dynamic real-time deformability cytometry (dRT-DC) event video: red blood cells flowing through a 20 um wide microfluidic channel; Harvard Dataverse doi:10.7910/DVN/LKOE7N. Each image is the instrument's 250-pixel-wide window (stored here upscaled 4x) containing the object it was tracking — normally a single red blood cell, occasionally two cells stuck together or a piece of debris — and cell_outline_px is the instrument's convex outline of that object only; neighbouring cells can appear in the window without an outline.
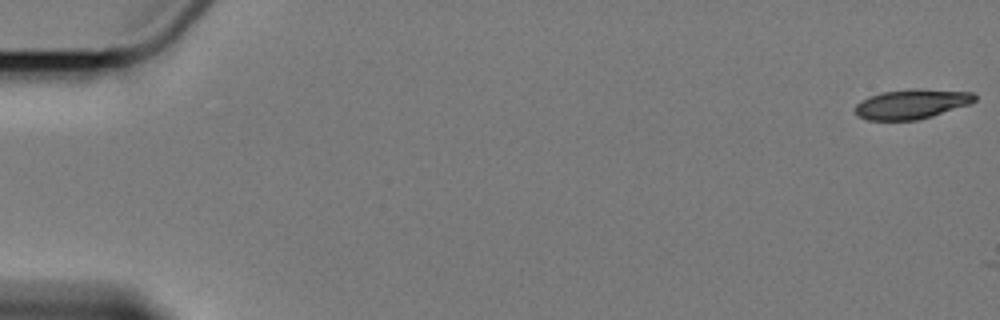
{"species": "Egyptian fruit bat (a non-hibernating species)", "species_latin": "Rousettus aegyptiacus", "temperature_condition": "cold", "stored_images_in_passage": 7, "camera_frame_rate_fps": 3000, "um_per_image_px": 0.085, "animal": {"sex": "female"}, "frame": {"image": 1, "passage_image": 1, "time_ms": 0.0, "image_size_px": [1000, 320], "cell_outline_px": [[976, 100], [968, 104], [932, 116], [916, 120], [868, 120], [860, 116], [856, 112], [856, 104], [872, 96], [884, 92], [972, 92], [976, 96]], "centroid_in_image_um": [77.46, 8.91], "position_along_channel_um": 7.5, "area_um2": 18.96}}
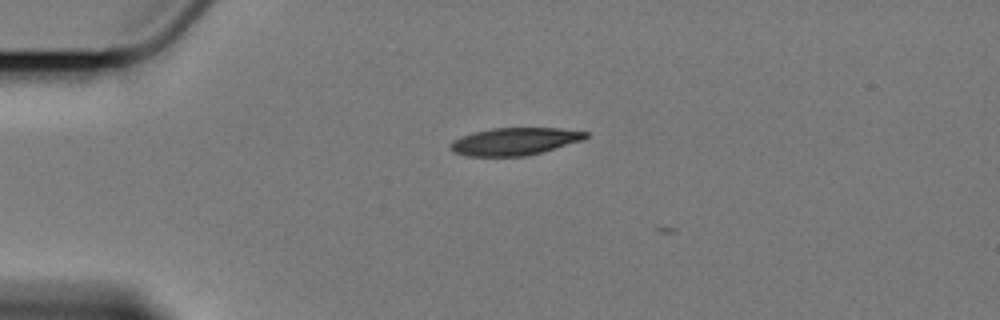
{"frame": {"image": 2, "passage_image": 5, "time_ms": 4.667, "image_size_px": [1000, 320], "cell_outline_px": [[588, 136], [580, 140], [540, 152], [524, 156], [468, 156], [456, 152], [452, 148], [452, 144], [460, 136], [492, 128], [556, 128], [588, 132]], "centroid_in_image_um": [43.75, 12.01], "position_along_channel_um": 41.3, "area_um2": 20.92}}
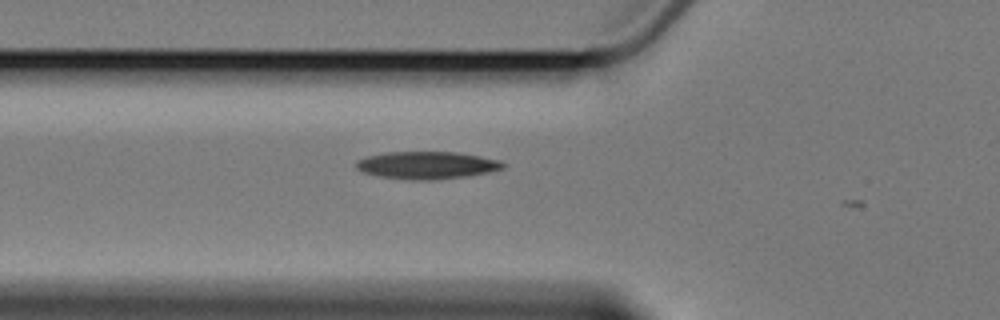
{"frame": {"image": 3, "passage_image": 7, "time_ms": 7.0, "image_size_px": [1000, 320], "cell_outline_px": [[504, 168], [464, 176], [436, 180], [408, 180], [380, 176], [364, 172], [356, 168], [356, 160], [368, 156], [388, 152], [452, 152], [500, 160], [504, 164]], "centroid_in_image_um": [36.22, 14.04], "position_along_channel_um": 89.6, "area_um2": 23.06}}